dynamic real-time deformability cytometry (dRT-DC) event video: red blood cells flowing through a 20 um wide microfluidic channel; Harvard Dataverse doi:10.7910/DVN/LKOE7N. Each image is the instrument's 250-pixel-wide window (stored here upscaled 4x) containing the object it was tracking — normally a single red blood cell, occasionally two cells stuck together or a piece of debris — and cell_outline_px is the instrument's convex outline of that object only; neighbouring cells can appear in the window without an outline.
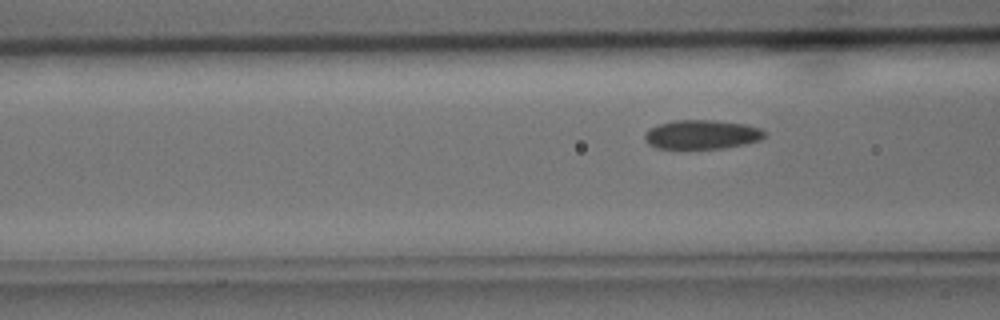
{"species": "common noctule bat (a hibernating species)", "species_latin": "Nyctalus noctula", "temperature_condition": "cold", "stored_images_in_passage": 4, "camera_frame_rate_fps": 3000, "um_per_image_px": 0.085, "animal": {"sex": "male", "body_mass_g": 15.6}, "frame": {"image": 1, "passage_image": 4, "time_ms": 1.0, "image_size_px": [1000, 320], "cell_outline_px": [[764, 136], [760, 140], [744, 144], [724, 148], [656, 148], [648, 144], [644, 140], [644, 136], [648, 128], [656, 124], [676, 120], [716, 120], [744, 124], [760, 128], [764, 132]], "centroid_in_image_um": [59.6, 11.42], "position_along_channel_um": 107.0, "area_um2": 20.35}}